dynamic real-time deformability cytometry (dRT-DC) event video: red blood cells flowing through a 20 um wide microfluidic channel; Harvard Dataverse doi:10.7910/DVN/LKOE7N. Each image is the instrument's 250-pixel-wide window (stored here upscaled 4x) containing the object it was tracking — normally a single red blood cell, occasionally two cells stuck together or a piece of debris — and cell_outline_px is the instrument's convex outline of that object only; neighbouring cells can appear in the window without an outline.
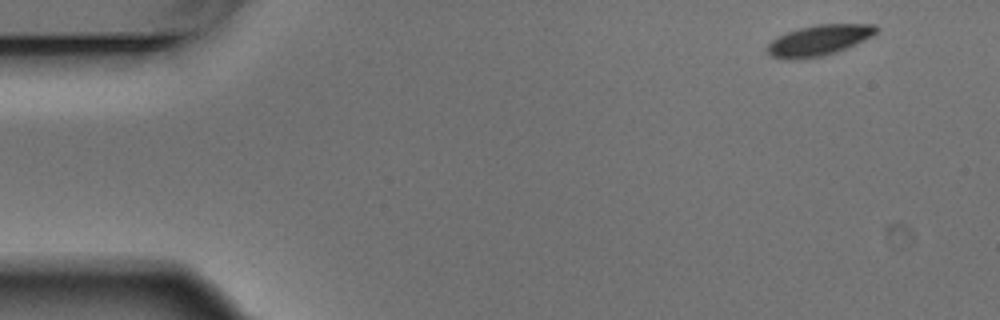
{"species": "Egyptian fruit bat (a non-hibernating species)", "species_latin": "Rousettus aegyptiacus", "temperature_condition": "warm", "stored_images_in_passage": 5, "camera_frame_rate_fps": 3000, "um_per_image_px": 0.085, "animal": {"sex": "male"}, "frame": {"image": 1, "passage_image": 1, "time_ms": 0.0, "image_size_px": [1000, 320], "cell_outline_px": [[880, 28], [872, 36], [864, 40], [836, 52], [820, 56], [792, 60], [772, 56], [768, 52], [768, 44], [776, 36], [800, 28], [816, 24], [876, 24]], "centroid_in_image_um": [69.63, 3.41], "position_along_channel_um": 15.4, "area_um2": 19.25}}
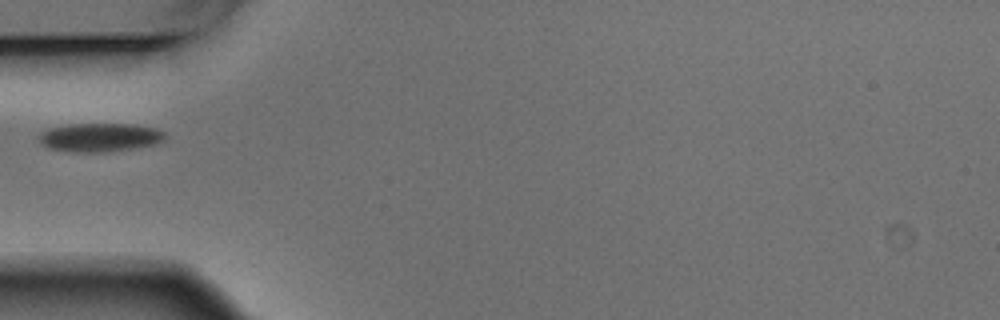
{"frame": {"image": 2, "passage_image": 4, "time_ms": 1.0, "image_size_px": [1000, 320], "cell_outline_px": [[164, 140], [156, 144], [108, 152], [68, 152], [48, 148], [40, 144], [36, 140], [40, 132], [48, 128], [68, 124], [132, 124], [156, 128], [164, 132]], "centroid_in_image_um": [8.41, 11.68], "position_along_channel_um": 76.6, "area_um2": 21.33}}
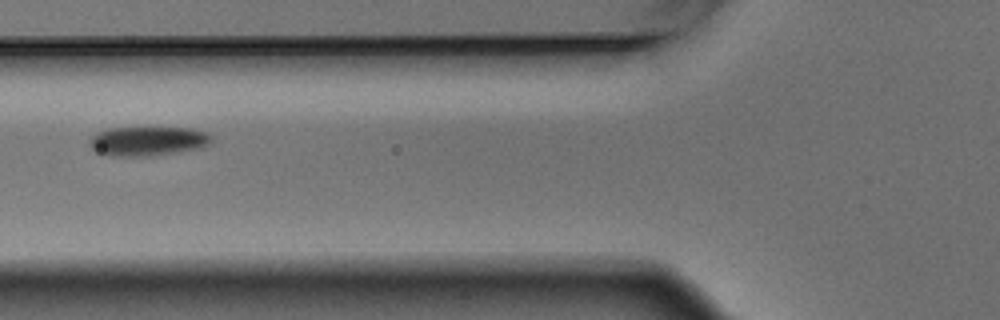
{"frame": {"image": 3, "passage_image": 5, "time_ms": 1.333, "image_size_px": [1000, 320], "cell_outline_px": [[212, 140], [208, 144], [200, 148], [180, 152], [152, 156], [112, 156], [96, 152], [88, 144], [88, 140], [96, 132], [108, 128], [192, 128], [208, 132], [212, 136]], "centroid_in_image_um": [12.56, 12.0], "position_along_channel_um": 113.2, "area_um2": 21.1}}